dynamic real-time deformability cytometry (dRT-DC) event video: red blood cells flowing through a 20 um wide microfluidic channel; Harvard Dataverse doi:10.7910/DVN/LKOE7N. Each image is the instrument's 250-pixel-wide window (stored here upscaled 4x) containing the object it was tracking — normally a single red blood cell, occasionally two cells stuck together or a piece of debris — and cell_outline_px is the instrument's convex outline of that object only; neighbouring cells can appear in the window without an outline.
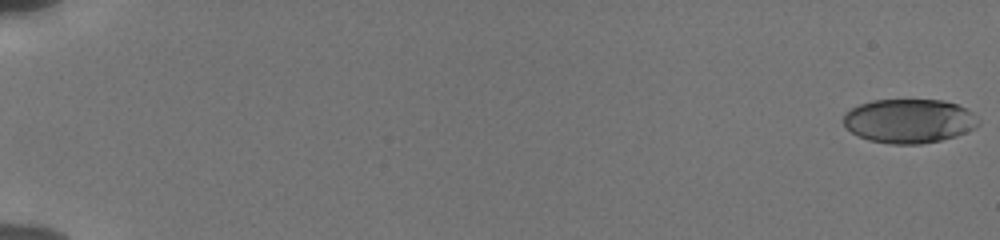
{"species": "human", "species_latin": "Homo sapiens", "temperature_condition": "cold", "stored_images_in_passage": 56, "camera_frame_rate_fps": 3000, "um_per_image_px": 0.085, "donor": {"sex": "male"}, "frame": {"image": 1, "passage_image": 1, "time_ms": 0.0, "image_size_px": [1000, 240], "cell_outline_px": [[980, 124], [976, 128], [956, 136], [940, 140], [920, 144], [892, 144], [868, 140], [852, 132], [844, 124], [844, 112], [860, 104], [872, 100], [944, 100], [956, 104], [972, 112], [980, 120]], "centroid_in_image_um": [77.3, 10.28], "position_along_channel_um": 7.7, "area_um2": 34.68}}
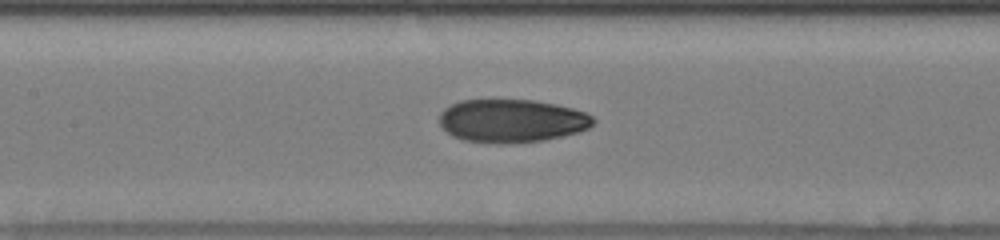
{"frame": {"image": 2, "passage_image": 29, "time_ms": 9.333, "image_size_px": [1000, 240], "cell_outline_px": [[596, 120], [588, 128], [576, 132], [544, 140], [496, 144], [464, 140], [452, 136], [440, 124], [440, 112], [444, 108], [460, 100], [532, 100], [556, 104], [572, 108], [584, 112], [592, 116]], "centroid_in_image_um": [43.48, 10.26], "position_along_channel_um": 163.9, "area_um2": 38.49}}
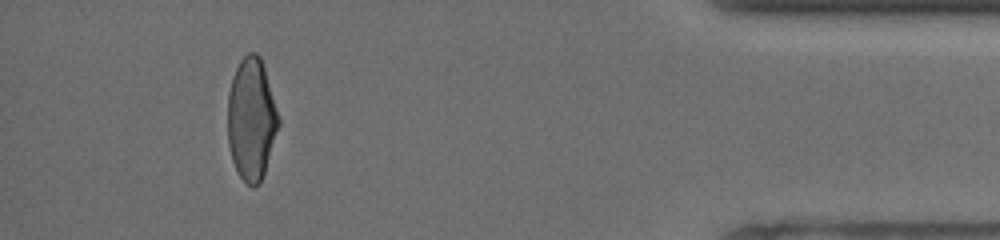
{"frame": {"image": 3, "passage_image": 52, "time_ms": 17.0, "image_size_px": [1000, 240], "cell_outline_px": [[280, 124], [260, 184], [252, 188], [240, 176], [232, 160], [228, 144], [228, 92], [232, 76], [240, 60], [248, 52], [256, 52], [260, 56], [280, 116]], "centroid_in_image_um": [21.37, 10.11], "position_along_channel_um": 413.8, "area_um2": 36.3}, "authors_computed_cell_mechanics": {"area_um2": 37.1654, "velocity_mm_per_s": 3.8654, "shape_relaxation_time_tau1_ms": 6.0093, "shape_relaxation_time_tau2_ms": 1.9066, "deformation_change_tau1": 0.1927, "deformation_change_tau2": 0.0684}}